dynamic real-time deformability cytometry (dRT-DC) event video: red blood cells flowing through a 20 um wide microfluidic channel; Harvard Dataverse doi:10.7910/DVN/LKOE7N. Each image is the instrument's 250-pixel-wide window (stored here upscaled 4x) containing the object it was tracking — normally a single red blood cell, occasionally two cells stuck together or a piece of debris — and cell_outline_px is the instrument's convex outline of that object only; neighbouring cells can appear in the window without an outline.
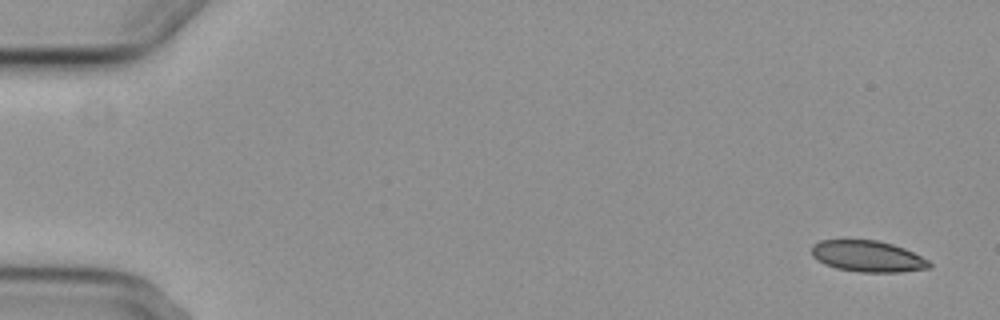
{"species": "common noctule bat (a hibernating species)", "species_latin": "Nyctalus noctula", "temperature_condition": "cold", "stored_images_in_passage": 6, "camera_frame_rate_fps": 3000, "um_per_image_px": 0.085, "animal": {"sex": "female", "body_mass_g": 29.2, "forearm_length_mm": 56.3}, "frame": {"image": 1, "passage_image": 1, "time_ms": 0.0, "image_size_px": [1000, 320], "cell_outline_px": [[932, 268], [900, 272], [860, 272], [836, 268], [824, 264], [812, 256], [812, 244], [820, 240], [876, 240], [892, 244], [904, 248], [928, 260], [932, 264]], "centroid_in_image_um": [73.75, 21.79], "position_along_channel_um": 11.2, "area_um2": 21.44}}
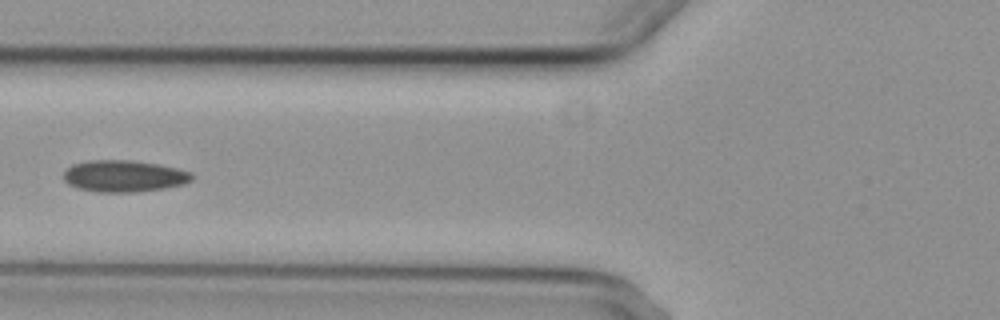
{"frame": {"image": 2, "passage_image": 6, "time_ms": 6.667, "image_size_px": [1000, 320], "cell_outline_px": [[192, 180], [184, 184], [164, 188], [136, 192], [100, 192], [80, 188], [68, 184], [64, 180], [64, 172], [72, 164], [88, 160], [132, 160], [160, 164], [192, 172]], "centroid_in_image_um": [10.55, 14.96], "position_along_channel_um": 115.2, "area_um2": 23.7}}